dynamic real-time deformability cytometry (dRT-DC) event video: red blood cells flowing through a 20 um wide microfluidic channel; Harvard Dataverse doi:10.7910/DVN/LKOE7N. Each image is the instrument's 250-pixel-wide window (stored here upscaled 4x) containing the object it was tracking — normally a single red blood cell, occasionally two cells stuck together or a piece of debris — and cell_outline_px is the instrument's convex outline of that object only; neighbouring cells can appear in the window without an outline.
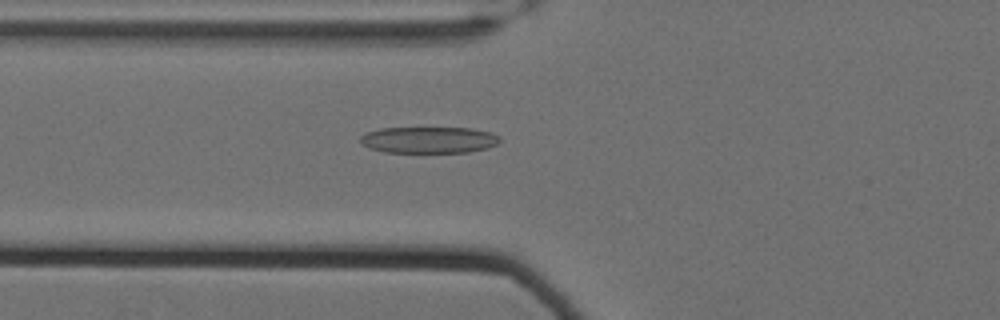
{"species": "Egyptian fruit bat (a non-hibernating species)", "species_latin": "Rousettus aegyptiacus", "temperature_condition": "cold", "stored_images_in_passage": 55, "camera_frame_rate_fps": 3000, "um_per_image_px": 0.085, "animal": {"sex": "female"}, "frame": {"image": 1, "passage_image": 20, "time_ms": 6.333, "image_size_px": [1000, 320], "cell_outline_px": [[500, 140], [496, 144], [488, 148], [468, 152], [384, 152], [360, 144], [360, 136], [364, 132], [380, 128], [472, 128], [492, 132], [500, 136]], "centroid_in_image_um": [36.45, 11.88], "position_along_channel_um": 89.4, "area_um2": 21.62}}
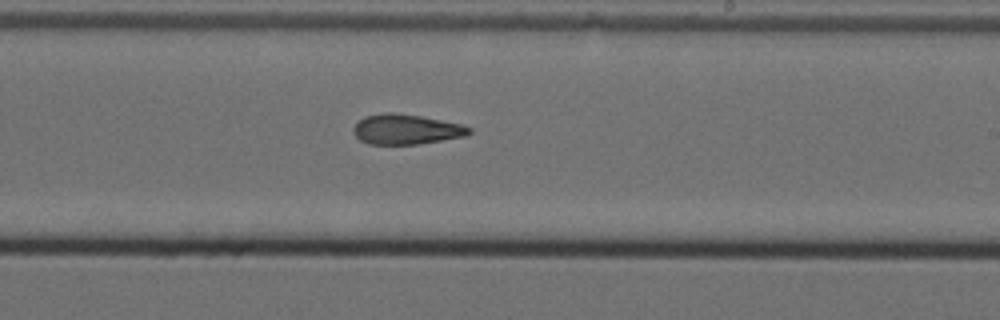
{"frame": {"image": 2, "passage_image": 34, "time_ms": 11.0, "image_size_px": [1000, 320], "cell_outline_px": [[472, 132], [468, 136], [416, 144], [368, 144], [360, 140], [352, 132], [352, 128], [364, 116], [388, 112], [392, 112], [420, 116], [460, 124], [472, 128]], "centroid_in_image_um": [34.52, 11.0], "position_along_channel_um": 254.5, "area_um2": 20.23}}
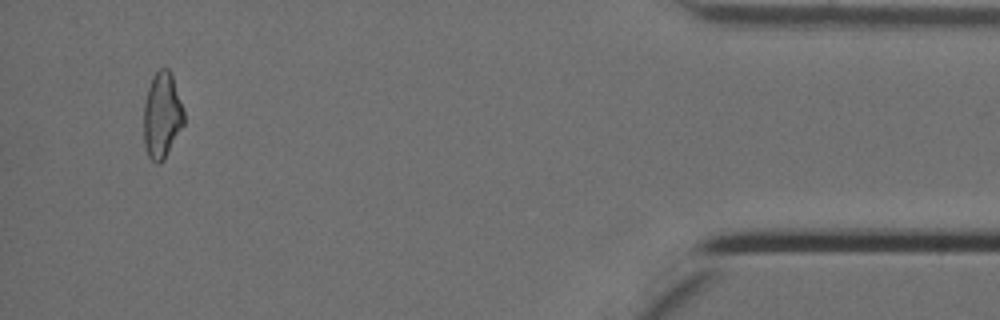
{"frame": {"image": 3, "passage_image": 53, "time_ms": 17.333, "image_size_px": [1000, 320], "cell_outline_px": [[184, 124], [164, 160], [160, 164], [156, 164], [148, 156], [144, 144], [144, 104], [148, 88], [152, 76], [160, 68], [168, 68], [172, 76], [184, 112]], "centroid_in_image_um": [13.76, 9.84], "position_along_channel_um": 421.4, "area_um2": 20.06}, "authors_computed_cell_mechanics": {"area_um2": 20.9236, "velocity_mm_per_s": 3.5174, "shape_relaxation_time_tau1_ms": null, "shape_relaxation_time_tau2_ms": 5.6497, "deformation_change_tau1": null, "deformation_change_tau2": 0.1582}}